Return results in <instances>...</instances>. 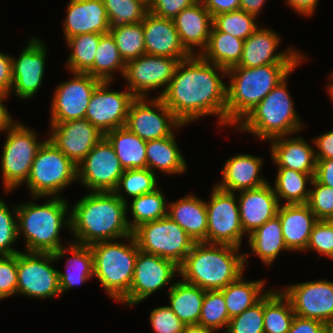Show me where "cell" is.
<instances>
[{
	"mask_svg": "<svg viewBox=\"0 0 333 333\" xmlns=\"http://www.w3.org/2000/svg\"><path fill=\"white\" fill-rule=\"evenodd\" d=\"M119 53L125 63L146 54L143 24H127L110 29Z\"/></svg>",
	"mask_w": 333,
	"mask_h": 333,
	"instance_id": "obj_44",
	"label": "cell"
},
{
	"mask_svg": "<svg viewBox=\"0 0 333 333\" xmlns=\"http://www.w3.org/2000/svg\"><path fill=\"white\" fill-rule=\"evenodd\" d=\"M169 308L184 325L198 324L205 290L180 278L168 289Z\"/></svg>",
	"mask_w": 333,
	"mask_h": 333,
	"instance_id": "obj_33",
	"label": "cell"
},
{
	"mask_svg": "<svg viewBox=\"0 0 333 333\" xmlns=\"http://www.w3.org/2000/svg\"><path fill=\"white\" fill-rule=\"evenodd\" d=\"M186 58H169L144 54L126 63L122 78L136 97H148L149 91L163 87L160 97L172 80L178 63Z\"/></svg>",
	"mask_w": 333,
	"mask_h": 333,
	"instance_id": "obj_15",
	"label": "cell"
},
{
	"mask_svg": "<svg viewBox=\"0 0 333 333\" xmlns=\"http://www.w3.org/2000/svg\"><path fill=\"white\" fill-rule=\"evenodd\" d=\"M253 254L266 266H271L281 251H287L281 221L276 215L247 236Z\"/></svg>",
	"mask_w": 333,
	"mask_h": 333,
	"instance_id": "obj_34",
	"label": "cell"
},
{
	"mask_svg": "<svg viewBox=\"0 0 333 333\" xmlns=\"http://www.w3.org/2000/svg\"><path fill=\"white\" fill-rule=\"evenodd\" d=\"M149 318L155 333H182L183 331L184 324L169 306L152 309Z\"/></svg>",
	"mask_w": 333,
	"mask_h": 333,
	"instance_id": "obj_53",
	"label": "cell"
},
{
	"mask_svg": "<svg viewBox=\"0 0 333 333\" xmlns=\"http://www.w3.org/2000/svg\"><path fill=\"white\" fill-rule=\"evenodd\" d=\"M113 191L90 192L70 207L73 243L90 246L132 235L127 207Z\"/></svg>",
	"mask_w": 333,
	"mask_h": 333,
	"instance_id": "obj_2",
	"label": "cell"
},
{
	"mask_svg": "<svg viewBox=\"0 0 333 333\" xmlns=\"http://www.w3.org/2000/svg\"><path fill=\"white\" fill-rule=\"evenodd\" d=\"M126 63L122 59L110 33L104 34L98 43L93 67L87 72L101 81H113L116 70L123 76Z\"/></svg>",
	"mask_w": 333,
	"mask_h": 333,
	"instance_id": "obj_40",
	"label": "cell"
},
{
	"mask_svg": "<svg viewBox=\"0 0 333 333\" xmlns=\"http://www.w3.org/2000/svg\"><path fill=\"white\" fill-rule=\"evenodd\" d=\"M12 85V56L0 52V91L10 95Z\"/></svg>",
	"mask_w": 333,
	"mask_h": 333,
	"instance_id": "obj_56",
	"label": "cell"
},
{
	"mask_svg": "<svg viewBox=\"0 0 333 333\" xmlns=\"http://www.w3.org/2000/svg\"><path fill=\"white\" fill-rule=\"evenodd\" d=\"M330 85L328 84L326 89H327V93H329V95L331 96L332 102H333V72L330 75Z\"/></svg>",
	"mask_w": 333,
	"mask_h": 333,
	"instance_id": "obj_64",
	"label": "cell"
},
{
	"mask_svg": "<svg viewBox=\"0 0 333 333\" xmlns=\"http://www.w3.org/2000/svg\"><path fill=\"white\" fill-rule=\"evenodd\" d=\"M163 190L159 188L153 192L145 193L132 199L131 205H126L127 210L130 208L132 214L131 222L127 218L129 228L133 231L139 225L155 221L168 216V204L166 205Z\"/></svg>",
	"mask_w": 333,
	"mask_h": 333,
	"instance_id": "obj_41",
	"label": "cell"
},
{
	"mask_svg": "<svg viewBox=\"0 0 333 333\" xmlns=\"http://www.w3.org/2000/svg\"><path fill=\"white\" fill-rule=\"evenodd\" d=\"M294 317L291 301L281 289H269L264 295V333H287Z\"/></svg>",
	"mask_w": 333,
	"mask_h": 333,
	"instance_id": "obj_39",
	"label": "cell"
},
{
	"mask_svg": "<svg viewBox=\"0 0 333 333\" xmlns=\"http://www.w3.org/2000/svg\"><path fill=\"white\" fill-rule=\"evenodd\" d=\"M312 143L318 148L316 159H333V129L314 138Z\"/></svg>",
	"mask_w": 333,
	"mask_h": 333,
	"instance_id": "obj_57",
	"label": "cell"
},
{
	"mask_svg": "<svg viewBox=\"0 0 333 333\" xmlns=\"http://www.w3.org/2000/svg\"><path fill=\"white\" fill-rule=\"evenodd\" d=\"M308 199V206L317 220L333 219V188L319 183L313 178Z\"/></svg>",
	"mask_w": 333,
	"mask_h": 333,
	"instance_id": "obj_50",
	"label": "cell"
},
{
	"mask_svg": "<svg viewBox=\"0 0 333 333\" xmlns=\"http://www.w3.org/2000/svg\"><path fill=\"white\" fill-rule=\"evenodd\" d=\"M264 286V279L248 282L243 273L236 281L221 289L229 317L239 315L257 303L269 291L263 290Z\"/></svg>",
	"mask_w": 333,
	"mask_h": 333,
	"instance_id": "obj_37",
	"label": "cell"
},
{
	"mask_svg": "<svg viewBox=\"0 0 333 333\" xmlns=\"http://www.w3.org/2000/svg\"><path fill=\"white\" fill-rule=\"evenodd\" d=\"M77 180V165L48 139L38 149L25 184L35 199L60 197Z\"/></svg>",
	"mask_w": 333,
	"mask_h": 333,
	"instance_id": "obj_8",
	"label": "cell"
},
{
	"mask_svg": "<svg viewBox=\"0 0 333 333\" xmlns=\"http://www.w3.org/2000/svg\"><path fill=\"white\" fill-rule=\"evenodd\" d=\"M174 133L162 139L147 141V168L153 173L155 170L168 175H178L187 170V163L180 151Z\"/></svg>",
	"mask_w": 333,
	"mask_h": 333,
	"instance_id": "obj_32",
	"label": "cell"
},
{
	"mask_svg": "<svg viewBox=\"0 0 333 333\" xmlns=\"http://www.w3.org/2000/svg\"><path fill=\"white\" fill-rule=\"evenodd\" d=\"M66 252H70L73 256L66 260V273L58 271L61 295L94 278L93 254L90 246L69 241L66 247H61L53 253L56 261L65 257Z\"/></svg>",
	"mask_w": 333,
	"mask_h": 333,
	"instance_id": "obj_31",
	"label": "cell"
},
{
	"mask_svg": "<svg viewBox=\"0 0 333 333\" xmlns=\"http://www.w3.org/2000/svg\"><path fill=\"white\" fill-rule=\"evenodd\" d=\"M288 77L287 75L281 80L236 126V129L250 132L263 141L301 132L304 122L297 115L293 106L294 101L289 95L286 81Z\"/></svg>",
	"mask_w": 333,
	"mask_h": 333,
	"instance_id": "obj_6",
	"label": "cell"
},
{
	"mask_svg": "<svg viewBox=\"0 0 333 333\" xmlns=\"http://www.w3.org/2000/svg\"><path fill=\"white\" fill-rule=\"evenodd\" d=\"M104 34L84 33L66 40L71 54L66 62L69 72L87 73L93 67L96 49Z\"/></svg>",
	"mask_w": 333,
	"mask_h": 333,
	"instance_id": "obj_42",
	"label": "cell"
},
{
	"mask_svg": "<svg viewBox=\"0 0 333 333\" xmlns=\"http://www.w3.org/2000/svg\"><path fill=\"white\" fill-rule=\"evenodd\" d=\"M157 173L148 168L126 169L121 175L116 189L113 191L123 202L128 203L122 190L129 197L136 198L158 188Z\"/></svg>",
	"mask_w": 333,
	"mask_h": 333,
	"instance_id": "obj_43",
	"label": "cell"
},
{
	"mask_svg": "<svg viewBox=\"0 0 333 333\" xmlns=\"http://www.w3.org/2000/svg\"><path fill=\"white\" fill-rule=\"evenodd\" d=\"M230 317L225 305V299L221 290H207L203 300L198 324L205 328L216 330L224 329L226 332ZM224 327V328H223Z\"/></svg>",
	"mask_w": 333,
	"mask_h": 333,
	"instance_id": "obj_46",
	"label": "cell"
},
{
	"mask_svg": "<svg viewBox=\"0 0 333 333\" xmlns=\"http://www.w3.org/2000/svg\"><path fill=\"white\" fill-rule=\"evenodd\" d=\"M116 240L100 241L90 245L93 254L94 277L113 300L120 302L130 291L138 245L132 235ZM128 239V240H127Z\"/></svg>",
	"mask_w": 333,
	"mask_h": 333,
	"instance_id": "obj_7",
	"label": "cell"
},
{
	"mask_svg": "<svg viewBox=\"0 0 333 333\" xmlns=\"http://www.w3.org/2000/svg\"><path fill=\"white\" fill-rule=\"evenodd\" d=\"M280 136L271 139V158L278 168H289L302 173L316 172V154L313 146L301 136L287 138Z\"/></svg>",
	"mask_w": 333,
	"mask_h": 333,
	"instance_id": "obj_29",
	"label": "cell"
},
{
	"mask_svg": "<svg viewBox=\"0 0 333 333\" xmlns=\"http://www.w3.org/2000/svg\"><path fill=\"white\" fill-rule=\"evenodd\" d=\"M138 248L180 266L195 242L168 216L139 225L132 231Z\"/></svg>",
	"mask_w": 333,
	"mask_h": 333,
	"instance_id": "obj_10",
	"label": "cell"
},
{
	"mask_svg": "<svg viewBox=\"0 0 333 333\" xmlns=\"http://www.w3.org/2000/svg\"><path fill=\"white\" fill-rule=\"evenodd\" d=\"M104 137L113 146L124 170L147 168V141L142 140L125 126L107 132Z\"/></svg>",
	"mask_w": 333,
	"mask_h": 333,
	"instance_id": "obj_35",
	"label": "cell"
},
{
	"mask_svg": "<svg viewBox=\"0 0 333 333\" xmlns=\"http://www.w3.org/2000/svg\"><path fill=\"white\" fill-rule=\"evenodd\" d=\"M63 23L65 41L84 33H109V20L103 0H69Z\"/></svg>",
	"mask_w": 333,
	"mask_h": 333,
	"instance_id": "obj_24",
	"label": "cell"
},
{
	"mask_svg": "<svg viewBox=\"0 0 333 333\" xmlns=\"http://www.w3.org/2000/svg\"><path fill=\"white\" fill-rule=\"evenodd\" d=\"M1 156V172L6 193L26 183L38 149L45 140L38 141L37 133L16 121L8 130Z\"/></svg>",
	"mask_w": 333,
	"mask_h": 333,
	"instance_id": "obj_9",
	"label": "cell"
},
{
	"mask_svg": "<svg viewBox=\"0 0 333 333\" xmlns=\"http://www.w3.org/2000/svg\"><path fill=\"white\" fill-rule=\"evenodd\" d=\"M264 296L241 314L230 318L225 333H264Z\"/></svg>",
	"mask_w": 333,
	"mask_h": 333,
	"instance_id": "obj_48",
	"label": "cell"
},
{
	"mask_svg": "<svg viewBox=\"0 0 333 333\" xmlns=\"http://www.w3.org/2000/svg\"><path fill=\"white\" fill-rule=\"evenodd\" d=\"M243 44L244 40L219 31L213 25L206 48L200 56L207 62L229 69L239 64Z\"/></svg>",
	"mask_w": 333,
	"mask_h": 333,
	"instance_id": "obj_36",
	"label": "cell"
},
{
	"mask_svg": "<svg viewBox=\"0 0 333 333\" xmlns=\"http://www.w3.org/2000/svg\"><path fill=\"white\" fill-rule=\"evenodd\" d=\"M109 81H102L91 95L85 119L104 135L123 127L127 121L128 109L136 98L128 89L110 90Z\"/></svg>",
	"mask_w": 333,
	"mask_h": 333,
	"instance_id": "obj_18",
	"label": "cell"
},
{
	"mask_svg": "<svg viewBox=\"0 0 333 333\" xmlns=\"http://www.w3.org/2000/svg\"><path fill=\"white\" fill-rule=\"evenodd\" d=\"M212 17L240 9V0H200Z\"/></svg>",
	"mask_w": 333,
	"mask_h": 333,
	"instance_id": "obj_58",
	"label": "cell"
},
{
	"mask_svg": "<svg viewBox=\"0 0 333 333\" xmlns=\"http://www.w3.org/2000/svg\"><path fill=\"white\" fill-rule=\"evenodd\" d=\"M177 274H179V266L173 261L139 250L130 291L120 303L135 307L170 282L173 285L172 279Z\"/></svg>",
	"mask_w": 333,
	"mask_h": 333,
	"instance_id": "obj_14",
	"label": "cell"
},
{
	"mask_svg": "<svg viewBox=\"0 0 333 333\" xmlns=\"http://www.w3.org/2000/svg\"><path fill=\"white\" fill-rule=\"evenodd\" d=\"M73 78L55 88L50 104V123L84 119L95 88L102 82L90 74L71 72Z\"/></svg>",
	"mask_w": 333,
	"mask_h": 333,
	"instance_id": "obj_17",
	"label": "cell"
},
{
	"mask_svg": "<svg viewBox=\"0 0 333 333\" xmlns=\"http://www.w3.org/2000/svg\"><path fill=\"white\" fill-rule=\"evenodd\" d=\"M10 95L0 91V131L5 132L8 130L14 123L11 113L8 112L7 108L4 105V100H6Z\"/></svg>",
	"mask_w": 333,
	"mask_h": 333,
	"instance_id": "obj_61",
	"label": "cell"
},
{
	"mask_svg": "<svg viewBox=\"0 0 333 333\" xmlns=\"http://www.w3.org/2000/svg\"><path fill=\"white\" fill-rule=\"evenodd\" d=\"M234 194L215 185L210 200L205 201L208 217L207 243L241 248L245 233L240 222L237 196Z\"/></svg>",
	"mask_w": 333,
	"mask_h": 333,
	"instance_id": "obj_12",
	"label": "cell"
},
{
	"mask_svg": "<svg viewBox=\"0 0 333 333\" xmlns=\"http://www.w3.org/2000/svg\"><path fill=\"white\" fill-rule=\"evenodd\" d=\"M173 20L184 48L191 55H200L206 48L213 26V17L201 1L183 9Z\"/></svg>",
	"mask_w": 333,
	"mask_h": 333,
	"instance_id": "obj_26",
	"label": "cell"
},
{
	"mask_svg": "<svg viewBox=\"0 0 333 333\" xmlns=\"http://www.w3.org/2000/svg\"><path fill=\"white\" fill-rule=\"evenodd\" d=\"M142 1L148 6L153 2V0H142Z\"/></svg>",
	"mask_w": 333,
	"mask_h": 333,
	"instance_id": "obj_66",
	"label": "cell"
},
{
	"mask_svg": "<svg viewBox=\"0 0 333 333\" xmlns=\"http://www.w3.org/2000/svg\"><path fill=\"white\" fill-rule=\"evenodd\" d=\"M238 196L240 222L247 235L277 215L280 204L269 182L255 189L240 191Z\"/></svg>",
	"mask_w": 333,
	"mask_h": 333,
	"instance_id": "obj_23",
	"label": "cell"
},
{
	"mask_svg": "<svg viewBox=\"0 0 333 333\" xmlns=\"http://www.w3.org/2000/svg\"><path fill=\"white\" fill-rule=\"evenodd\" d=\"M293 8L300 15L310 17L314 14L318 0H286V5Z\"/></svg>",
	"mask_w": 333,
	"mask_h": 333,
	"instance_id": "obj_60",
	"label": "cell"
},
{
	"mask_svg": "<svg viewBox=\"0 0 333 333\" xmlns=\"http://www.w3.org/2000/svg\"><path fill=\"white\" fill-rule=\"evenodd\" d=\"M123 173L124 168L105 137L77 164V180L90 192L114 191Z\"/></svg>",
	"mask_w": 333,
	"mask_h": 333,
	"instance_id": "obj_16",
	"label": "cell"
},
{
	"mask_svg": "<svg viewBox=\"0 0 333 333\" xmlns=\"http://www.w3.org/2000/svg\"><path fill=\"white\" fill-rule=\"evenodd\" d=\"M109 20V29L140 23L149 12L142 0H103Z\"/></svg>",
	"mask_w": 333,
	"mask_h": 333,
	"instance_id": "obj_45",
	"label": "cell"
},
{
	"mask_svg": "<svg viewBox=\"0 0 333 333\" xmlns=\"http://www.w3.org/2000/svg\"><path fill=\"white\" fill-rule=\"evenodd\" d=\"M146 54L169 58H188L191 54L181 43L174 20L148 12L142 21Z\"/></svg>",
	"mask_w": 333,
	"mask_h": 333,
	"instance_id": "obj_25",
	"label": "cell"
},
{
	"mask_svg": "<svg viewBox=\"0 0 333 333\" xmlns=\"http://www.w3.org/2000/svg\"><path fill=\"white\" fill-rule=\"evenodd\" d=\"M224 76L227 69L207 62L200 55H191L178 63L172 80L159 98L184 125L213 115L219 117V125L225 126L227 85L222 80Z\"/></svg>",
	"mask_w": 333,
	"mask_h": 333,
	"instance_id": "obj_1",
	"label": "cell"
},
{
	"mask_svg": "<svg viewBox=\"0 0 333 333\" xmlns=\"http://www.w3.org/2000/svg\"><path fill=\"white\" fill-rule=\"evenodd\" d=\"M327 333H333V323L327 325Z\"/></svg>",
	"mask_w": 333,
	"mask_h": 333,
	"instance_id": "obj_65",
	"label": "cell"
},
{
	"mask_svg": "<svg viewBox=\"0 0 333 333\" xmlns=\"http://www.w3.org/2000/svg\"><path fill=\"white\" fill-rule=\"evenodd\" d=\"M17 295V254L0 256V298Z\"/></svg>",
	"mask_w": 333,
	"mask_h": 333,
	"instance_id": "obj_52",
	"label": "cell"
},
{
	"mask_svg": "<svg viewBox=\"0 0 333 333\" xmlns=\"http://www.w3.org/2000/svg\"><path fill=\"white\" fill-rule=\"evenodd\" d=\"M56 259L48 252L17 253V294L37 299L59 297V273Z\"/></svg>",
	"mask_w": 333,
	"mask_h": 333,
	"instance_id": "obj_11",
	"label": "cell"
},
{
	"mask_svg": "<svg viewBox=\"0 0 333 333\" xmlns=\"http://www.w3.org/2000/svg\"><path fill=\"white\" fill-rule=\"evenodd\" d=\"M280 42L281 37L277 32L269 27H258L244 40L242 56L236 66L254 68L268 64H299L305 59L292 46L276 53Z\"/></svg>",
	"mask_w": 333,
	"mask_h": 333,
	"instance_id": "obj_21",
	"label": "cell"
},
{
	"mask_svg": "<svg viewBox=\"0 0 333 333\" xmlns=\"http://www.w3.org/2000/svg\"><path fill=\"white\" fill-rule=\"evenodd\" d=\"M265 2L266 0H240V10L257 17Z\"/></svg>",
	"mask_w": 333,
	"mask_h": 333,
	"instance_id": "obj_62",
	"label": "cell"
},
{
	"mask_svg": "<svg viewBox=\"0 0 333 333\" xmlns=\"http://www.w3.org/2000/svg\"><path fill=\"white\" fill-rule=\"evenodd\" d=\"M276 175L273 189L280 205L281 199H285L282 200L283 205L305 204L308 202L310 189H306V185L312 183L315 173H302L289 168H277Z\"/></svg>",
	"mask_w": 333,
	"mask_h": 333,
	"instance_id": "obj_38",
	"label": "cell"
},
{
	"mask_svg": "<svg viewBox=\"0 0 333 333\" xmlns=\"http://www.w3.org/2000/svg\"><path fill=\"white\" fill-rule=\"evenodd\" d=\"M50 127L48 140L76 165L104 137V134L85 118L50 123Z\"/></svg>",
	"mask_w": 333,
	"mask_h": 333,
	"instance_id": "obj_22",
	"label": "cell"
},
{
	"mask_svg": "<svg viewBox=\"0 0 333 333\" xmlns=\"http://www.w3.org/2000/svg\"><path fill=\"white\" fill-rule=\"evenodd\" d=\"M316 251L319 258L325 255L328 259L333 260V219L318 220L311 231L307 251Z\"/></svg>",
	"mask_w": 333,
	"mask_h": 333,
	"instance_id": "obj_51",
	"label": "cell"
},
{
	"mask_svg": "<svg viewBox=\"0 0 333 333\" xmlns=\"http://www.w3.org/2000/svg\"><path fill=\"white\" fill-rule=\"evenodd\" d=\"M69 207L62 196L41 205L29 201L17 206L18 237L23 235L26 252L54 253L64 247L59 233L63 226L70 228Z\"/></svg>",
	"mask_w": 333,
	"mask_h": 333,
	"instance_id": "obj_5",
	"label": "cell"
},
{
	"mask_svg": "<svg viewBox=\"0 0 333 333\" xmlns=\"http://www.w3.org/2000/svg\"><path fill=\"white\" fill-rule=\"evenodd\" d=\"M257 18L258 17L239 9L217 14L213 17V25L219 31L245 40L259 27L258 24H256Z\"/></svg>",
	"mask_w": 333,
	"mask_h": 333,
	"instance_id": "obj_47",
	"label": "cell"
},
{
	"mask_svg": "<svg viewBox=\"0 0 333 333\" xmlns=\"http://www.w3.org/2000/svg\"><path fill=\"white\" fill-rule=\"evenodd\" d=\"M198 0H153L149 12L157 17L174 19L183 9L190 7Z\"/></svg>",
	"mask_w": 333,
	"mask_h": 333,
	"instance_id": "obj_54",
	"label": "cell"
},
{
	"mask_svg": "<svg viewBox=\"0 0 333 333\" xmlns=\"http://www.w3.org/2000/svg\"><path fill=\"white\" fill-rule=\"evenodd\" d=\"M314 178L319 183L333 188V159H317Z\"/></svg>",
	"mask_w": 333,
	"mask_h": 333,
	"instance_id": "obj_59",
	"label": "cell"
},
{
	"mask_svg": "<svg viewBox=\"0 0 333 333\" xmlns=\"http://www.w3.org/2000/svg\"><path fill=\"white\" fill-rule=\"evenodd\" d=\"M291 301L295 315L333 323V282L323 279L290 284L281 290Z\"/></svg>",
	"mask_w": 333,
	"mask_h": 333,
	"instance_id": "obj_19",
	"label": "cell"
},
{
	"mask_svg": "<svg viewBox=\"0 0 333 333\" xmlns=\"http://www.w3.org/2000/svg\"><path fill=\"white\" fill-rule=\"evenodd\" d=\"M216 330L202 327L199 324L184 325L182 333H214Z\"/></svg>",
	"mask_w": 333,
	"mask_h": 333,
	"instance_id": "obj_63",
	"label": "cell"
},
{
	"mask_svg": "<svg viewBox=\"0 0 333 333\" xmlns=\"http://www.w3.org/2000/svg\"><path fill=\"white\" fill-rule=\"evenodd\" d=\"M44 43L33 36L18 58L12 56L13 85L10 92L14 91L22 100L31 99L41 88L48 49Z\"/></svg>",
	"mask_w": 333,
	"mask_h": 333,
	"instance_id": "obj_20",
	"label": "cell"
},
{
	"mask_svg": "<svg viewBox=\"0 0 333 333\" xmlns=\"http://www.w3.org/2000/svg\"><path fill=\"white\" fill-rule=\"evenodd\" d=\"M263 159L249 154H236L223 164L222 180L216 186L229 192H240L255 189L268 183L259 171Z\"/></svg>",
	"mask_w": 333,
	"mask_h": 333,
	"instance_id": "obj_27",
	"label": "cell"
},
{
	"mask_svg": "<svg viewBox=\"0 0 333 333\" xmlns=\"http://www.w3.org/2000/svg\"><path fill=\"white\" fill-rule=\"evenodd\" d=\"M299 64H268L248 68L233 66L227 69L226 125L237 126L266 95L290 75Z\"/></svg>",
	"mask_w": 333,
	"mask_h": 333,
	"instance_id": "obj_4",
	"label": "cell"
},
{
	"mask_svg": "<svg viewBox=\"0 0 333 333\" xmlns=\"http://www.w3.org/2000/svg\"><path fill=\"white\" fill-rule=\"evenodd\" d=\"M17 239V205L10 211L5 201L0 198V256L19 253V250L11 247Z\"/></svg>",
	"mask_w": 333,
	"mask_h": 333,
	"instance_id": "obj_49",
	"label": "cell"
},
{
	"mask_svg": "<svg viewBox=\"0 0 333 333\" xmlns=\"http://www.w3.org/2000/svg\"><path fill=\"white\" fill-rule=\"evenodd\" d=\"M287 333H327V325L319 320L295 315Z\"/></svg>",
	"mask_w": 333,
	"mask_h": 333,
	"instance_id": "obj_55",
	"label": "cell"
},
{
	"mask_svg": "<svg viewBox=\"0 0 333 333\" xmlns=\"http://www.w3.org/2000/svg\"><path fill=\"white\" fill-rule=\"evenodd\" d=\"M168 204V217L184 229L194 242L207 243L208 217L205 201L194 194H188Z\"/></svg>",
	"mask_w": 333,
	"mask_h": 333,
	"instance_id": "obj_30",
	"label": "cell"
},
{
	"mask_svg": "<svg viewBox=\"0 0 333 333\" xmlns=\"http://www.w3.org/2000/svg\"><path fill=\"white\" fill-rule=\"evenodd\" d=\"M277 216L288 251H305L312 228L318 221L308 204L279 205Z\"/></svg>",
	"mask_w": 333,
	"mask_h": 333,
	"instance_id": "obj_28",
	"label": "cell"
},
{
	"mask_svg": "<svg viewBox=\"0 0 333 333\" xmlns=\"http://www.w3.org/2000/svg\"><path fill=\"white\" fill-rule=\"evenodd\" d=\"M135 98L128 109L125 127L142 140L150 141L171 136L173 130L185 126L159 97Z\"/></svg>",
	"mask_w": 333,
	"mask_h": 333,
	"instance_id": "obj_13",
	"label": "cell"
},
{
	"mask_svg": "<svg viewBox=\"0 0 333 333\" xmlns=\"http://www.w3.org/2000/svg\"><path fill=\"white\" fill-rule=\"evenodd\" d=\"M241 248L195 242L190 253L179 266V277L203 290H221L236 281L245 271L251 253Z\"/></svg>",
	"mask_w": 333,
	"mask_h": 333,
	"instance_id": "obj_3",
	"label": "cell"
}]
</instances>
